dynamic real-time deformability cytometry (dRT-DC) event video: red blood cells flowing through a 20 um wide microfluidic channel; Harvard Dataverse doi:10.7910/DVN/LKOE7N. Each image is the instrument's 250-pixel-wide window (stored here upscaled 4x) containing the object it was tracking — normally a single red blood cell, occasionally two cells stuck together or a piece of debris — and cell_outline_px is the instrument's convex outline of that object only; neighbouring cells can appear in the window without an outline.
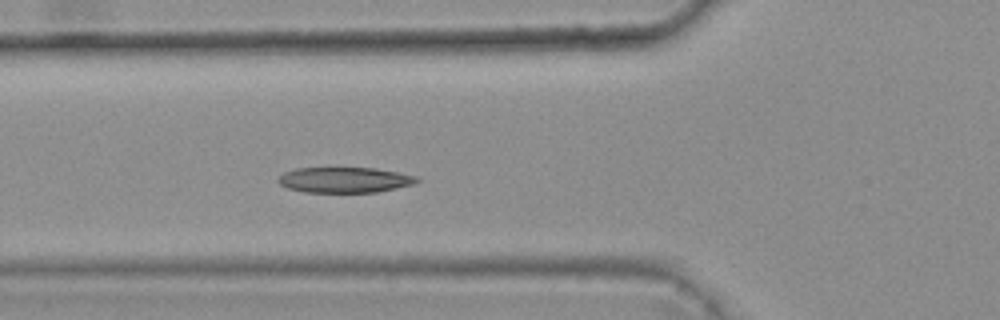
{"species": "common noctule bat (a hibernating species)", "species_latin": "Nyctalus noctula", "temperature_condition": "warm", "stored_images_in_passage": 5, "camera_frame_rate_fps": 3000, "um_per_image_px": 0.085, "animal": {"sex": "female", "body_mass_g": 25.1}, "frame": {"image": 1, "passage_image": 5, "time_ms": 1.333, "image_size_px": [1000, 320], "cell_outline_px": [[420, 180], [416, 184], [376, 192], [304, 192], [288, 188], [280, 184], [276, 180], [284, 172], [296, 168], [376, 168], [400, 172], [416, 176]], "centroid_in_image_um": [29.32, 15.29], "position_along_channel_um": 96.5, "area_um2": 20.69}}